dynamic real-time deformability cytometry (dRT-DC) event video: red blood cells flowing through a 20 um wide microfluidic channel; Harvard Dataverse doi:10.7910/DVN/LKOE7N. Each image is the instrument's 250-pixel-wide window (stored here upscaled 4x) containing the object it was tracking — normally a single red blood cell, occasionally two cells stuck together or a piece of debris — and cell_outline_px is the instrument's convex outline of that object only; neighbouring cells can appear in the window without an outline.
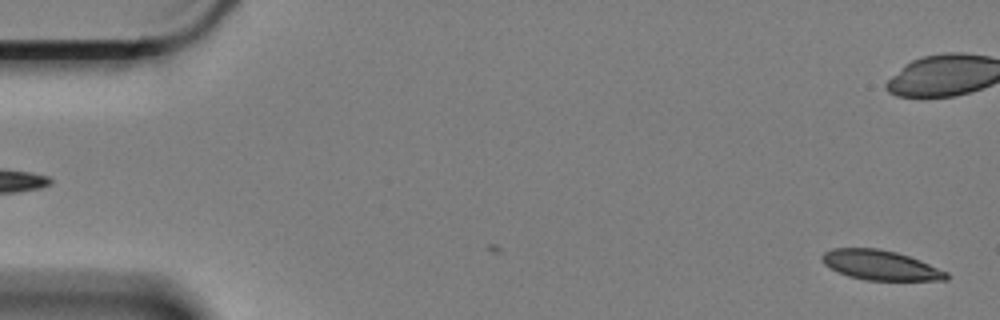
{"species": "Egyptian fruit bat (a non-hibernating species)", "species_latin": "Rousettus aegyptiacus", "temperature_condition": "cold", "stored_images_in_passage": 10, "camera_frame_rate_fps": 3000, "um_per_image_px": 0.085, "animal": {"sex": "female"}, "frame": {"image": 1, "passage_image": 1, "time_ms": 0.0, "image_size_px": [1000, 320], "cell_outline_px": [[948, 280], [868, 280], [848, 276], [824, 264], [820, 260], [820, 256], [824, 252], [832, 248], [880, 248], [896, 252], [920, 260], [948, 272]], "centroid_in_image_um": [74.82, 22.53], "position_along_channel_um": 10.2, "area_um2": 21.5}}